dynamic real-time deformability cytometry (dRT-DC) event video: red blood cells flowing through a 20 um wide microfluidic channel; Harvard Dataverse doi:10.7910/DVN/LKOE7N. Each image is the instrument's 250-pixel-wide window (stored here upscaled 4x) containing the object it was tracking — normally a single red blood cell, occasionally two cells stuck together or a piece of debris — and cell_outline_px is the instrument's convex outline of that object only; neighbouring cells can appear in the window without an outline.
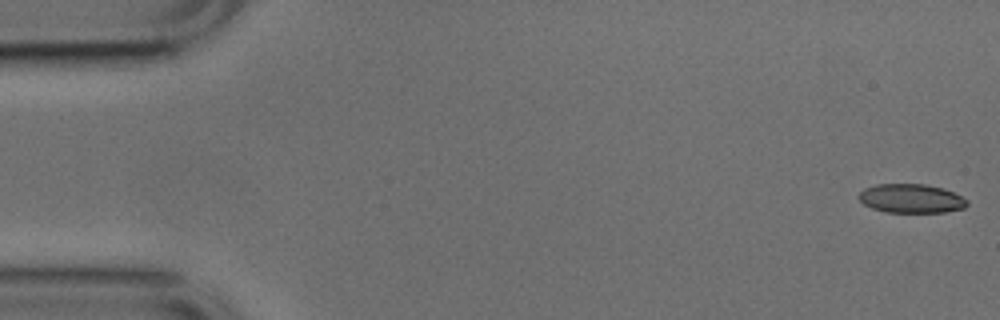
{"species": "common noctule bat (a hibernating species)", "species_latin": "Nyctalus noctula", "temperature_condition": "cold", "stored_images_in_passage": 51, "camera_frame_rate_fps": 3000, "um_per_image_px": 0.085, "animal": {"sex": "male", "body_mass_g": 17.9, "forearm_length_mm": 54.2}, "frame": {"image": 1, "passage_image": 1, "time_ms": 0.0, "image_size_px": [1000, 320], "cell_outline_px": [[968, 204], [964, 208], [944, 212], [884, 212], [872, 208], [864, 204], [860, 200], [860, 192], [864, 188], [876, 184], [924, 184], [944, 188], [968, 200]], "centroid_in_image_um": [77.45, 16.87], "position_along_channel_um": 7.5, "area_um2": 18.21}}
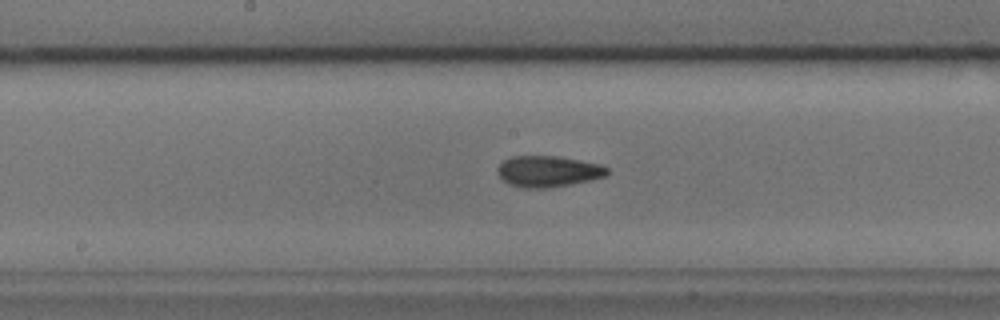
{"frame": {"image": 2, "passage_image": 26, "time_ms": 8.333, "image_size_px": [1000, 320], "cell_outline_px": [[608, 172], [604, 176], [592, 180], [572, 184], [544, 188], [524, 188], [512, 184], [504, 180], [500, 176], [500, 164], [504, 160], [512, 156], [556, 156], [580, 160], [600, 164], [608, 168]], "centroid_in_image_um": [46.64, 14.56], "position_along_channel_um": 201.6, "area_um2": 19.54}}
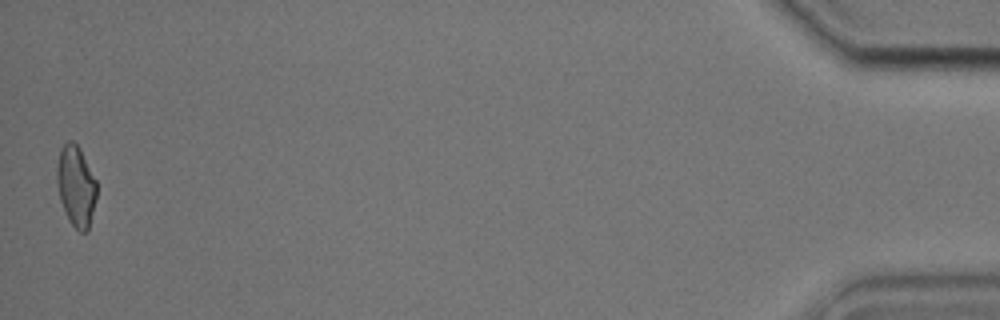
{"frame": {"image": 3, "passage_image": 51, "time_ms": 16.667, "image_size_px": [1000, 320], "cell_outline_px": [[96, 200], [88, 232], [80, 232], [68, 220], [60, 200], [56, 180], [56, 164], [60, 148], [68, 140], [72, 140], [80, 148], [96, 180]], "centroid_in_image_um": [6.45, 15.8], "position_along_channel_um": 428.8, "area_um2": 18.96}, "authors_computed_cell_mechanics": {"area_um2": 19.2474, "velocity_mm_per_s": 3.8626, "shape_relaxation_time_tau1_ms": null, "shape_relaxation_time_tau2_ms": 1.8106, "deformation_change_tau1": null, "deformation_change_tau2": 0.0907}}